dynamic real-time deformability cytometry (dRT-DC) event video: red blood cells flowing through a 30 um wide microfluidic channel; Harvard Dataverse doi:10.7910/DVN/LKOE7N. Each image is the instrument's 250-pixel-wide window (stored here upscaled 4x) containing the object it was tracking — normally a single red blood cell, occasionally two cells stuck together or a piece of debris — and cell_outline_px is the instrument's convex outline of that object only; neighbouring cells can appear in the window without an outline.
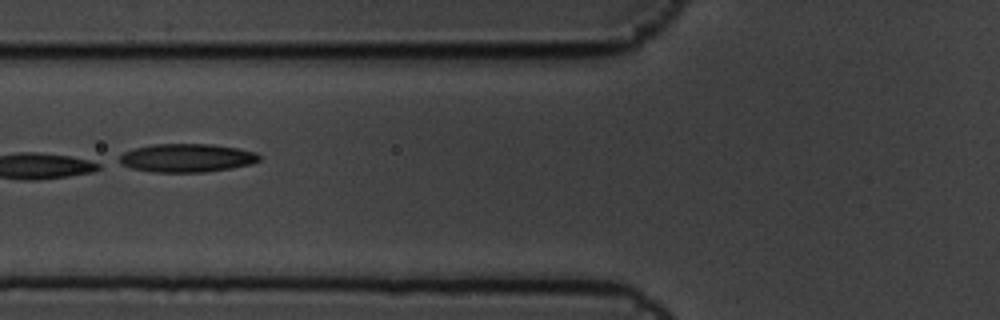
{"species": "common noctule bat (a hibernating species)", "species_latin": "Nyctalus noctula", "temperature_condition": "cold", "stored_images_in_passage": 18, "camera_frame_rate_fps": 3000, "um_per_image_px": 0.085, "animal": {"sex": "male", "body_mass_g": 19.5, "forearm_length_mm": 54.6}, "frame": {"image": 1, "passage_image": 8, "time_ms": 2.333, "image_size_px": [1000, 320], "cell_outline_px": [[260, 160], [248, 164], [228, 168], [204, 172], [152, 172], [132, 168], [120, 164], [120, 156], [124, 152], [136, 148], [152, 144], [212, 144], [240, 148], [256, 152], [260, 156]], "centroid_in_image_um": [15.87, 13.41], "position_along_channel_um": 109.9, "area_um2": 23.0}}